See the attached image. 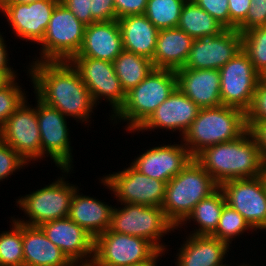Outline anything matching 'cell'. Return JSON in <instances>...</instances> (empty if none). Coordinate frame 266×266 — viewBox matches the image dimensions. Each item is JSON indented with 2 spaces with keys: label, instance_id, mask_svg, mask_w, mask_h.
<instances>
[{
  "label": "cell",
  "instance_id": "6da1fadb",
  "mask_svg": "<svg viewBox=\"0 0 266 266\" xmlns=\"http://www.w3.org/2000/svg\"><path fill=\"white\" fill-rule=\"evenodd\" d=\"M28 72L36 97L43 103L56 108L65 117L87 121L94 100L84 85L78 71L69 61L33 62Z\"/></svg>",
  "mask_w": 266,
  "mask_h": 266
},
{
  "label": "cell",
  "instance_id": "7a4b0ae2",
  "mask_svg": "<svg viewBox=\"0 0 266 266\" xmlns=\"http://www.w3.org/2000/svg\"><path fill=\"white\" fill-rule=\"evenodd\" d=\"M194 159L219 186L227 180L260 176L264 162L249 129L236 140L203 149Z\"/></svg>",
  "mask_w": 266,
  "mask_h": 266
},
{
  "label": "cell",
  "instance_id": "3957f363",
  "mask_svg": "<svg viewBox=\"0 0 266 266\" xmlns=\"http://www.w3.org/2000/svg\"><path fill=\"white\" fill-rule=\"evenodd\" d=\"M247 130L244 111L221 105L200 109L182 140L194 158L203 149L236 140Z\"/></svg>",
  "mask_w": 266,
  "mask_h": 266
},
{
  "label": "cell",
  "instance_id": "277c9868",
  "mask_svg": "<svg viewBox=\"0 0 266 266\" xmlns=\"http://www.w3.org/2000/svg\"><path fill=\"white\" fill-rule=\"evenodd\" d=\"M218 187L212 176L193 158L166 184L161 208L168 220L179 228L186 224L185 220L195 205Z\"/></svg>",
  "mask_w": 266,
  "mask_h": 266
},
{
  "label": "cell",
  "instance_id": "5b68a950",
  "mask_svg": "<svg viewBox=\"0 0 266 266\" xmlns=\"http://www.w3.org/2000/svg\"><path fill=\"white\" fill-rule=\"evenodd\" d=\"M176 88L174 70L154 69L140 84L126 93L125 103L110 117L112 120L129 122L126 130L138 131Z\"/></svg>",
  "mask_w": 266,
  "mask_h": 266
},
{
  "label": "cell",
  "instance_id": "8992f818",
  "mask_svg": "<svg viewBox=\"0 0 266 266\" xmlns=\"http://www.w3.org/2000/svg\"><path fill=\"white\" fill-rule=\"evenodd\" d=\"M86 25L60 1L54 8L41 44V62L70 61L81 48Z\"/></svg>",
  "mask_w": 266,
  "mask_h": 266
},
{
  "label": "cell",
  "instance_id": "52a82bcc",
  "mask_svg": "<svg viewBox=\"0 0 266 266\" xmlns=\"http://www.w3.org/2000/svg\"><path fill=\"white\" fill-rule=\"evenodd\" d=\"M121 205L124 207L113 208L108 230L144 238L161 252H165L166 245L160 244V239L176 227L168 220L164 210L161 207L139 204L121 203Z\"/></svg>",
  "mask_w": 266,
  "mask_h": 266
},
{
  "label": "cell",
  "instance_id": "ba28073f",
  "mask_svg": "<svg viewBox=\"0 0 266 266\" xmlns=\"http://www.w3.org/2000/svg\"><path fill=\"white\" fill-rule=\"evenodd\" d=\"M161 251L150 241L107 230L94 238L93 266H132L152 261Z\"/></svg>",
  "mask_w": 266,
  "mask_h": 266
},
{
  "label": "cell",
  "instance_id": "9c48e42d",
  "mask_svg": "<svg viewBox=\"0 0 266 266\" xmlns=\"http://www.w3.org/2000/svg\"><path fill=\"white\" fill-rule=\"evenodd\" d=\"M64 179L62 176L50 185L18 199L19 208L29 220H14L29 226H40L48 221L68 217L72 196L78 188Z\"/></svg>",
  "mask_w": 266,
  "mask_h": 266
},
{
  "label": "cell",
  "instance_id": "30bf717a",
  "mask_svg": "<svg viewBox=\"0 0 266 266\" xmlns=\"http://www.w3.org/2000/svg\"><path fill=\"white\" fill-rule=\"evenodd\" d=\"M219 72L222 105L246 112L252 103L253 94L260 80V74L248 55L241 50L221 67Z\"/></svg>",
  "mask_w": 266,
  "mask_h": 266
},
{
  "label": "cell",
  "instance_id": "8fae6325",
  "mask_svg": "<svg viewBox=\"0 0 266 266\" xmlns=\"http://www.w3.org/2000/svg\"><path fill=\"white\" fill-rule=\"evenodd\" d=\"M121 203L161 207L166 182L148 177L132 164L118 173L109 174L101 179Z\"/></svg>",
  "mask_w": 266,
  "mask_h": 266
},
{
  "label": "cell",
  "instance_id": "7c38bea8",
  "mask_svg": "<svg viewBox=\"0 0 266 266\" xmlns=\"http://www.w3.org/2000/svg\"><path fill=\"white\" fill-rule=\"evenodd\" d=\"M36 116L41 136L42 154L50 156L62 172H70L73 163L66 117L37 97Z\"/></svg>",
  "mask_w": 266,
  "mask_h": 266
},
{
  "label": "cell",
  "instance_id": "4fadbf2b",
  "mask_svg": "<svg viewBox=\"0 0 266 266\" xmlns=\"http://www.w3.org/2000/svg\"><path fill=\"white\" fill-rule=\"evenodd\" d=\"M242 50V34L225 29L220 34L194 39L186 63L180 69L219 70Z\"/></svg>",
  "mask_w": 266,
  "mask_h": 266
},
{
  "label": "cell",
  "instance_id": "5bb4252c",
  "mask_svg": "<svg viewBox=\"0 0 266 266\" xmlns=\"http://www.w3.org/2000/svg\"><path fill=\"white\" fill-rule=\"evenodd\" d=\"M78 71L82 82L91 92L94 103L105 98L115 115L126 101V93L118 79L113 63L94 58H72L69 61Z\"/></svg>",
  "mask_w": 266,
  "mask_h": 266
},
{
  "label": "cell",
  "instance_id": "9a60e30c",
  "mask_svg": "<svg viewBox=\"0 0 266 266\" xmlns=\"http://www.w3.org/2000/svg\"><path fill=\"white\" fill-rule=\"evenodd\" d=\"M219 187L226 203L238 211L253 230H266V190L260 176L227 180Z\"/></svg>",
  "mask_w": 266,
  "mask_h": 266
},
{
  "label": "cell",
  "instance_id": "2e32d148",
  "mask_svg": "<svg viewBox=\"0 0 266 266\" xmlns=\"http://www.w3.org/2000/svg\"><path fill=\"white\" fill-rule=\"evenodd\" d=\"M27 100L7 119L0 129V140L11 146L28 163L45 157L41 151V136L36 107Z\"/></svg>",
  "mask_w": 266,
  "mask_h": 266
},
{
  "label": "cell",
  "instance_id": "e0dca14e",
  "mask_svg": "<svg viewBox=\"0 0 266 266\" xmlns=\"http://www.w3.org/2000/svg\"><path fill=\"white\" fill-rule=\"evenodd\" d=\"M60 0H39L32 3H0V10L13 28L16 36L40 43L52 12Z\"/></svg>",
  "mask_w": 266,
  "mask_h": 266
},
{
  "label": "cell",
  "instance_id": "ac0fdd59",
  "mask_svg": "<svg viewBox=\"0 0 266 266\" xmlns=\"http://www.w3.org/2000/svg\"><path fill=\"white\" fill-rule=\"evenodd\" d=\"M39 227L46 237L60 248L74 265L92 263L94 237L69 217L48 221L42 223Z\"/></svg>",
  "mask_w": 266,
  "mask_h": 266
},
{
  "label": "cell",
  "instance_id": "d6986e66",
  "mask_svg": "<svg viewBox=\"0 0 266 266\" xmlns=\"http://www.w3.org/2000/svg\"><path fill=\"white\" fill-rule=\"evenodd\" d=\"M188 149L183 142L150 148L136 158L131 164L142 174L168 183L191 160Z\"/></svg>",
  "mask_w": 266,
  "mask_h": 266
},
{
  "label": "cell",
  "instance_id": "ffe728a7",
  "mask_svg": "<svg viewBox=\"0 0 266 266\" xmlns=\"http://www.w3.org/2000/svg\"><path fill=\"white\" fill-rule=\"evenodd\" d=\"M200 108L178 88L158 106L151 117L138 129L139 131L154 130L155 128L169 131L185 132L197 117Z\"/></svg>",
  "mask_w": 266,
  "mask_h": 266
},
{
  "label": "cell",
  "instance_id": "44dd1931",
  "mask_svg": "<svg viewBox=\"0 0 266 266\" xmlns=\"http://www.w3.org/2000/svg\"><path fill=\"white\" fill-rule=\"evenodd\" d=\"M177 88L200 109L222 105L220 72L216 69H178Z\"/></svg>",
  "mask_w": 266,
  "mask_h": 266
},
{
  "label": "cell",
  "instance_id": "7402d4cb",
  "mask_svg": "<svg viewBox=\"0 0 266 266\" xmlns=\"http://www.w3.org/2000/svg\"><path fill=\"white\" fill-rule=\"evenodd\" d=\"M123 50L118 20L94 22L86 26L81 48L73 58L113 62Z\"/></svg>",
  "mask_w": 266,
  "mask_h": 266
},
{
  "label": "cell",
  "instance_id": "603a6c76",
  "mask_svg": "<svg viewBox=\"0 0 266 266\" xmlns=\"http://www.w3.org/2000/svg\"><path fill=\"white\" fill-rule=\"evenodd\" d=\"M24 266H74L39 226L22 224Z\"/></svg>",
  "mask_w": 266,
  "mask_h": 266
},
{
  "label": "cell",
  "instance_id": "cb8c5ba5",
  "mask_svg": "<svg viewBox=\"0 0 266 266\" xmlns=\"http://www.w3.org/2000/svg\"><path fill=\"white\" fill-rule=\"evenodd\" d=\"M230 246L210 235H193L179 249L177 266H228L223 264ZM229 249V250H228Z\"/></svg>",
  "mask_w": 266,
  "mask_h": 266
},
{
  "label": "cell",
  "instance_id": "d4e9b609",
  "mask_svg": "<svg viewBox=\"0 0 266 266\" xmlns=\"http://www.w3.org/2000/svg\"><path fill=\"white\" fill-rule=\"evenodd\" d=\"M193 40L178 27L159 30L152 60L154 68L174 71L183 68Z\"/></svg>",
  "mask_w": 266,
  "mask_h": 266
},
{
  "label": "cell",
  "instance_id": "484cf974",
  "mask_svg": "<svg viewBox=\"0 0 266 266\" xmlns=\"http://www.w3.org/2000/svg\"><path fill=\"white\" fill-rule=\"evenodd\" d=\"M118 20L123 49L153 60L159 30L144 15H128Z\"/></svg>",
  "mask_w": 266,
  "mask_h": 266
},
{
  "label": "cell",
  "instance_id": "4316f807",
  "mask_svg": "<svg viewBox=\"0 0 266 266\" xmlns=\"http://www.w3.org/2000/svg\"><path fill=\"white\" fill-rule=\"evenodd\" d=\"M78 191L72 196L68 217L95 238L108 230L114 207Z\"/></svg>",
  "mask_w": 266,
  "mask_h": 266
},
{
  "label": "cell",
  "instance_id": "83f0119b",
  "mask_svg": "<svg viewBox=\"0 0 266 266\" xmlns=\"http://www.w3.org/2000/svg\"><path fill=\"white\" fill-rule=\"evenodd\" d=\"M226 204L224 192L220 187L208 197L200 200L185 220L186 223L190 222V219L198 223L199 228H196L192 234L211 236L218 227L222 210Z\"/></svg>",
  "mask_w": 266,
  "mask_h": 266
},
{
  "label": "cell",
  "instance_id": "f1b7e54d",
  "mask_svg": "<svg viewBox=\"0 0 266 266\" xmlns=\"http://www.w3.org/2000/svg\"><path fill=\"white\" fill-rule=\"evenodd\" d=\"M112 63L125 93L140 84L155 69L152 60L126 50Z\"/></svg>",
  "mask_w": 266,
  "mask_h": 266
},
{
  "label": "cell",
  "instance_id": "f546056e",
  "mask_svg": "<svg viewBox=\"0 0 266 266\" xmlns=\"http://www.w3.org/2000/svg\"><path fill=\"white\" fill-rule=\"evenodd\" d=\"M193 39L204 35L220 34L225 28L193 0H186L177 26Z\"/></svg>",
  "mask_w": 266,
  "mask_h": 266
},
{
  "label": "cell",
  "instance_id": "4dcf8cb0",
  "mask_svg": "<svg viewBox=\"0 0 266 266\" xmlns=\"http://www.w3.org/2000/svg\"><path fill=\"white\" fill-rule=\"evenodd\" d=\"M186 0H148L144 15L158 29L175 28L179 24Z\"/></svg>",
  "mask_w": 266,
  "mask_h": 266
},
{
  "label": "cell",
  "instance_id": "1f68e13d",
  "mask_svg": "<svg viewBox=\"0 0 266 266\" xmlns=\"http://www.w3.org/2000/svg\"><path fill=\"white\" fill-rule=\"evenodd\" d=\"M12 220V230L0 234V266H24L22 223Z\"/></svg>",
  "mask_w": 266,
  "mask_h": 266
},
{
  "label": "cell",
  "instance_id": "d6a6232c",
  "mask_svg": "<svg viewBox=\"0 0 266 266\" xmlns=\"http://www.w3.org/2000/svg\"><path fill=\"white\" fill-rule=\"evenodd\" d=\"M242 50L256 71L266 69V26L254 27L242 33Z\"/></svg>",
  "mask_w": 266,
  "mask_h": 266
},
{
  "label": "cell",
  "instance_id": "836d02e7",
  "mask_svg": "<svg viewBox=\"0 0 266 266\" xmlns=\"http://www.w3.org/2000/svg\"><path fill=\"white\" fill-rule=\"evenodd\" d=\"M248 229L253 228L238 211L226 204L222 210L218 227L211 236L230 245L235 237L242 235Z\"/></svg>",
  "mask_w": 266,
  "mask_h": 266
},
{
  "label": "cell",
  "instance_id": "e575fe53",
  "mask_svg": "<svg viewBox=\"0 0 266 266\" xmlns=\"http://www.w3.org/2000/svg\"><path fill=\"white\" fill-rule=\"evenodd\" d=\"M17 84L12 79L0 88V129L26 99L25 91Z\"/></svg>",
  "mask_w": 266,
  "mask_h": 266
},
{
  "label": "cell",
  "instance_id": "d590c367",
  "mask_svg": "<svg viewBox=\"0 0 266 266\" xmlns=\"http://www.w3.org/2000/svg\"><path fill=\"white\" fill-rule=\"evenodd\" d=\"M247 129L257 122L266 121V83L259 80L253 94L252 103L245 112Z\"/></svg>",
  "mask_w": 266,
  "mask_h": 266
},
{
  "label": "cell",
  "instance_id": "8d00e7d4",
  "mask_svg": "<svg viewBox=\"0 0 266 266\" xmlns=\"http://www.w3.org/2000/svg\"><path fill=\"white\" fill-rule=\"evenodd\" d=\"M27 164L28 162L19 153L0 140V181H3V179L9 177L8 175H12L17 169L20 170Z\"/></svg>",
  "mask_w": 266,
  "mask_h": 266
},
{
  "label": "cell",
  "instance_id": "74e56055",
  "mask_svg": "<svg viewBox=\"0 0 266 266\" xmlns=\"http://www.w3.org/2000/svg\"><path fill=\"white\" fill-rule=\"evenodd\" d=\"M200 8L208 12L225 29H230L228 0H193Z\"/></svg>",
  "mask_w": 266,
  "mask_h": 266
},
{
  "label": "cell",
  "instance_id": "f35d334b",
  "mask_svg": "<svg viewBox=\"0 0 266 266\" xmlns=\"http://www.w3.org/2000/svg\"><path fill=\"white\" fill-rule=\"evenodd\" d=\"M260 26H266V0H251L246 19L237 27V30L242 34Z\"/></svg>",
  "mask_w": 266,
  "mask_h": 266
},
{
  "label": "cell",
  "instance_id": "ab89813d",
  "mask_svg": "<svg viewBox=\"0 0 266 266\" xmlns=\"http://www.w3.org/2000/svg\"><path fill=\"white\" fill-rule=\"evenodd\" d=\"M91 14L95 22L117 20L114 0H91Z\"/></svg>",
  "mask_w": 266,
  "mask_h": 266
},
{
  "label": "cell",
  "instance_id": "60d3db41",
  "mask_svg": "<svg viewBox=\"0 0 266 266\" xmlns=\"http://www.w3.org/2000/svg\"><path fill=\"white\" fill-rule=\"evenodd\" d=\"M84 25L95 21L91 14V0H60Z\"/></svg>",
  "mask_w": 266,
  "mask_h": 266
},
{
  "label": "cell",
  "instance_id": "b9f144b4",
  "mask_svg": "<svg viewBox=\"0 0 266 266\" xmlns=\"http://www.w3.org/2000/svg\"><path fill=\"white\" fill-rule=\"evenodd\" d=\"M148 0H114L116 17L144 14Z\"/></svg>",
  "mask_w": 266,
  "mask_h": 266
},
{
  "label": "cell",
  "instance_id": "7bdbcfd3",
  "mask_svg": "<svg viewBox=\"0 0 266 266\" xmlns=\"http://www.w3.org/2000/svg\"><path fill=\"white\" fill-rule=\"evenodd\" d=\"M230 14V29L237 27L246 19L251 0H228Z\"/></svg>",
  "mask_w": 266,
  "mask_h": 266
},
{
  "label": "cell",
  "instance_id": "ee69618b",
  "mask_svg": "<svg viewBox=\"0 0 266 266\" xmlns=\"http://www.w3.org/2000/svg\"><path fill=\"white\" fill-rule=\"evenodd\" d=\"M249 130L258 143L263 160L266 161V121L257 122Z\"/></svg>",
  "mask_w": 266,
  "mask_h": 266
},
{
  "label": "cell",
  "instance_id": "f6af8a7d",
  "mask_svg": "<svg viewBox=\"0 0 266 266\" xmlns=\"http://www.w3.org/2000/svg\"><path fill=\"white\" fill-rule=\"evenodd\" d=\"M7 48L4 39L2 35L0 34V74L5 76L8 80L16 79V72L11 69L8 65V53Z\"/></svg>",
  "mask_w": 266,
  "mask_h": 266
},
{
  "label": "cell",
  "instance_id": "bcb514c9",
  "mask_svg": "<svg viewBox=\"0 0 266 266\" xmlns=\"http://www.w3.org/2000/svg\"><path fill=\"white\" fill-rule=\"evenodd\" d=\"M162 254H163V252H160L152 261H148L146 263H141V264L132 265V266H157L156 261H157L158 257L161 256Z\"/></svg>",
  "mask_w": 266,
  "mask_h": 266
},
{
  "label": "cell",
  "instance_id": "7dc6e473",
  "mask_svg": "<svg viewBox=\"0 0 266 266\" xmlns=\"http://www.w3.org/2000/svg\"><path fill=\"white\" fill-rule=\"evenodd\" d=\"M39 0H0V3H32Z\"/></svg>",
  "mask_w": 266,
  "mask_h": 266
},
{
  "label": "cell",
  "instance_id": "c3c4849f",
  "mask_svg": "<svg viewBox=\"0 0 266 266\" xmlns=\"http://www.w3.org/2000/svg\"><path fill=\"white\" fill-rule=\"evenodd\" d=\"M260 178L262 179L266 190V161L263 162L262 170L260 171Z\"/></svg>",
  "mask_w": 266,
  "mask_h": 266
},
{
  "label": "cell",
  "instance_id": "681fc988",
  "mask_svg": "<svg viewBox=\"0 0 266 266\" xmlns=\"http://www.w3.org/2000/svg\"><path fill=\"white\" fill-rule=\"evenodd\" d=\"M8 81L9 80L5 76L0 74V88L4 86Z\"/></svg>",
  "mask_w": 266,
  "mask_h": 266
},
{
  "label": "cell",
  "instance_id": "f907efd6",
  "mask_svg": "<svg viewBox=\"0 0 266 266\" xmlns=\"http://www.w3.org/2000/svg\"><path fill=\"white\" fill-rule=\"evenodd\" d=\"M260 81L266 83V69L260 73Z\"/></svg>",
  "mask_w": 266,
  "mask_h": 266
},
{
  "label": "cell",
  "instance_id": "816d5d0a",
  "mask_svg": "<svg viewBox=\"0 0 266 266\" xmlns=\"http://www.w3.org/2000/svg\"><path fill=\"white\" fill-rule=\"evenodd\" d=\"M74 266H93L92 264H88V265H74Z\"/></svg>",
  "mask_w": 266,
  "mask_h": 266
}]
</instances>
